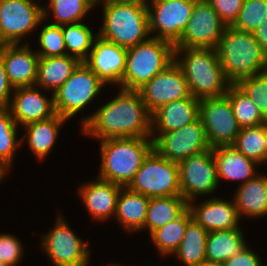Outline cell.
Wrapping results in <instances>:
<instances>
[{"mask_svg": "<svg viewBox=\"0 0 267 266\" xmlns=\"http://www.w3.org/2000/svg\"><path fill=\"white\" fill-rule=\"evenodd\" d=\"M14 90L8 80V76L2 60L0 59V110L9 109L11 93Z\"/></svg>", "mask_w": 267, "mask_h": 266, "instance_id": "7bdbcfd3", "label": "cell"}, {"mask_svg": "<svg viewBox=\"0 0 267 266\" xmlns=\"http://www.w3.org/2000/svg\"><path fill=\"white\" fill-rule=\"evenodd\" d=\"M174 49L171 43L154 37L128 48L119 87L138 91L174 61Z\"/></svg>", "mask_w": 267, "mask_h": 266, "instance_id": "8992f818", "label": "cell"}, {"mask_svg": "<svg viewBox=\"0 0 267 266\" xmlns=\"http://www.w3.org/2000/svg\"><path fill=\"white\" fill-rule=\"evenodd\" d=\"M38 39L42 48L36 51L39 58L67 55L62 25L46 24Z\"/></svg>", "mask_w": 267, "mask_h": 266, "instance_id": "74e56055", "label": "cell"}, {"mask_svg": "<svg viewBox=\"0 0 267 266\" xmlns=\"http://www.w3.org/2000/svg\"><path fill=\"white\" fill-rule=\"evenodd\" d=\"M138 92L151 113L164 104L191 96L184 73L175 60Z\"/></svg>", "mask_w": 267, "mask_h": 266, "instance_id": "2e32d148", "label": "cell"}, {"mask_svg": "<svg viewBox=\"0 0 267 266\" xmlns=\"http://www.w3.org/2000/svg\"><path fill=\"white\" fill-rule=\"evenodd\" d=\"M56 226L43 236L41 246L54 266H87L89 248L69 227L63 218L57 217Z\"/></svg>", "mask_w": 267, "mask_h": 266, "instance_id": "9a60e30c", "label": "cell"}, {"mask_svg": "<svg viewBox=\"0 0 267 266\" xmlns=\"http://www.w3.org/2000/svg\"><path fill=\"white\" fill-rule=\"evenodd\" d=\"M208 232L192 219L177 250L173 253L185 266H198L206 260V241Z\"/></svg>", "mask_w": 267, "mask_h": 266, "instance_id": "f546056e", "label": "cell"}, {"mask_svg": "<svg viewBox=\"0 0 267 266\" xmlns=\"http://www.w3.org/2000/svg\"><path fill=\"white\" fill-rule=\"evenodd\" d=\"M264 146L266 151V163H267V122L265 123V139H264Z\"/></svg>", "mask_w": 267, "mask_h": 266, "instance_id": "c3c4849f", "label": "cell"}, {"mask_svg": "<svg viewBox=\"0 0 267 266\" xmlns=\"http://www.w3.org/2000/svg\"><path fill=\"white\" fill-rule=\"evenodd\" d=\"M108 266H120V265H118V264H114V265L112 264V265H111V264H110V265H108Z\"/></svg>", "mask_w": 267, "mask_h": 266, "instance_id": "f5cc1de1", "label": "cell"}, {"mask_svg": "<svg viewBox=\"0 0 267 266\" xmlns=\"http://www.w3.org/2000/svg\"><path fill=\"white\" fill-rule=\"evenodd\" d=\"M233 201L240 217L267 215V175L260 176L258 173V176L240 184Z\"/></svg>", "mask_w": 267, "mask_h": 266, "instance_id": "d4e9b609", "label": "cell"}, {"mask_svg": "<svg viewBox=\"0 0 267 266\" xmlns=\"http://www.w3.org/2000/svg\"><path fill=\"white\" fill-rule=\"evenodd\" d=\"M188 208L193 219L207 232L240 228L241 219L234 201L231 203L214 197L195 206L193 201H190Z\"/></svg>", "mask_w": 267, "mask_h": 266, "instance_id": "ffe728a7", "label": "cell"}, {"mask_svg": "<svg viewBox=\"0 0 267 266\" xmlns=\"http://www.w3.org/2000/svg\"><path fill=\"white\" fill-rule=\"evenodd\" d=\"M265 123L257 126L242 128L233 146L245 157L261 165L266 162L264 146Z\"/></svg>", "mask_w": 267, "mask_h": 266, "instance_id": "836d02e7", "label": "cell"}, {"mask_svg": "<svg viewBox=\"0 0 267 266\" xmlns=\"http://www.w3.org/2000/svg\"><path fill=\"white\" fill-rule=\"evenodd\" d=\"M193 219L192 213L188 208L178 219L170 221L161 228L151 233V239L160 254H173L181 243L187 224Z\"/></svg>", "mask_w": 267, "mask_h": 266, "instance_id": "4dcf8cb0", "label": "cell"}, {"mask_svg": "<svg viewBox=\"0 0 267 266\" xmlns=\"http://www.w3.org/2000/svg\"><path fill=\"white\" fill-rule=\"evenodd\" d=\"M199 101L191 95L160 106L152 113L151 134L155 130V133L170 132L195 122L199 118Z\"/></svg>", "mask_w": 267, "mask_h": 266, "instance_id": "7402d4cb", "label": "cell"}, {"mask_svg": "<svg viewBox=\"0 0 267 266\" xmlns=\"http://www.w3.org/2000/svg\"><path fill=\"white\" fill-rule=\"evenodd\" d=\"M197 0H150L147 4L151 37L175 46L188 24ZM156 31L158 32L157 35ZM155 33V34H153Z\"/></svg>", "mask_w": 267, "mask_h": 266, "instance_id": "8fae6325", "label": "cell"}, {"mask_svg": "<svg viewBox=\"0 0 267 266\" xmlns=\"http://www.w3.org/2000/svg\"><path fill=\"white\" fill-rule=\"evenodd\" d=\"M117 4L147 5L149 0H107Z\"/></svg>", "mask_w": 267, "mask_h": 266, "instance_id": "f6af8a7d", "label": "cell"}, {"mask_svg": "<svg viewBox=\"0 0 267 266\" xmlns=\"http://www.w3.org/2000/svg\"><path fill=\"white\" fill-rule=\"evenodd\" d=\"M18 126L9 109L0 110V165L6 171L10 170L13 155L23 143L17 139Z\"/></svg>", "mask_w": 267, "mask_h": 266, "instance_id": "e575fe53", "label": "cell"}, {"mask_svg": "<svg viewBox=\"0 0 267 266\" xmlns=\"http://www.w3.org/2000/svg\"><path fill=\"white\" fill-rule=\"evenodd\" d=\"M28 44H5L0 52V59L13 88L36 84L39 55L32 52Z\"/></svg>", "mask_w": 267, "mask_h": 266, "instance_id": "d6986e66", "label": "cell"}, {"mask_svg": "<svg viewBox=\"0 0 267 266\" xmlns=\"http://www.w3.org/2000/svg\"><path fill=\"white\" fill-rule=\"evenodd\" d=\"M120 93L82 120L83 134L109 138H150L152 113L138 91L120 88Z\"/></svg>", "mask_w": 267, "mask_h": 266, "instance_id": "6da1fadb", "label": "cell"}, {"mask_svg": "<svg viewBox=\"0 0 267 266\" xmlns=\"http://www.w3.org/2000/svg\"><path fill=\"white\" fill-rule=\"evenodd\" d=\"M226 25L207 0H197L179 42L174 48L216 49Z\"/></svg>", "mask_w": 267, "mask_h": 266, "instance_id": "4fadbf2b", "label": "cell"}, {"mask_svg": "<svg viewBox=\"0 0 267 266\" xmlns=\"http://www.w3.org/2000/svg\"><path fill=\"white\" fill-rule=\"evenodd\" d=\"M103 25L99 36L123 48H131L150 36L147 5L103 4Z\"/></svg>", "mask_w": 267, "mask_h": 266, "instance_id": "5b68a950", "label": "cell"}, {"mask_svg": "<svg viewBox=\"0 0 267 266\" xmlns=\"http://www.w3.org/2000/svg\"><path fill=\"white\" fill-rule=\"evenodd\" d=\"M123 186L97 177L79 188V195L94 220L104 221L115 216L117 198Z\"/></svg>", "mask_w": 267, "mask_h": 266, "instance_id": "44dd1931", "label": "cell"}, {"mask_svg": "<svg viewBox=\"0 0 267 266\" xmlns=\"http://www.w3.org/2000/svg\"><path fill=\"white\" fill-rule=\"evenodd\" d=\"M264 21H267V0H245L232 27L253 33Z\"/></svg>", "mask_w": 267, "mask_h": 266, "instance_id": "8d00e7d4", "label": "cell"}, {"mask_svg": "<svg viewBox=\"0 0 267 266\" xmlns=\"http://www.w3.org/2000/svg\"><path fill=\"white\" fill-rule=\"evenodd\" d=\"M216 50L231 84L267 70V54L253 33L226 26Z\"/></svg>", "mask_w": 267, "mask_h": 266, "instance_id": "3957f363", "label": "cell"}, {"mask_svg": "<svg viewBox=\"0 0 267 266\" xmlns=\"http://www.w3.org/2000/svg\"><path fill=\"white\" fill-rule=\"evenodd\" d=\"M213 154L217 166L218 181L237 180L241 184L253 179L258 173L255 161L245 157L233 145L214 147Z\"/></svg>", "mask_w": 267, "mask_h": 266, "instance_id": "603a6c76", "label": "cell"}, {"mask_svg": "<svg viewBox=\"0 0 267 266\" xmlns=\"http://www.w3.org/2000/svg\"><path fill=\"white\" fill-rule=\"evenodd\" d=\"M127 187L148 198L181 195L178 163L164 158L153 148Z\"/></svg>", "mask_w": 267, "mask_h": 266, "instance_id": "52a82bcc", "label": "cell"}, {"mask_svg": "<svg viewBox=\"0 0 267 266\" xmlns=\"http://www.w3.org/2000/svg\"><path fill=\"white\" fill-rule=\"evenodd\" d=\"M259 256L246 245L243 250L223 263V266H262Z\"/></svg>", "mask_w": 267, "mask_h": 266, "instance_id": "b9f144b4", "label": "cell"}, {"mask_svg": "<svg viewBox=\"0 0 267 266\" xmlns=\"http://www.w3.org/2000/svg\"><path fill=\"white\" fill-rule=\"evenodd\" d=\"M199 119L211 148L233 145L241 130L226 95L200 99Z\"/></svg>", "mask_w": 267, "mask_h": 266, "instance_id": "30bf717a", "label": "cell"}, {"mask_svg": "<svg viewBox=\"0 0 267 266\" xmlns=\"http://www.w3.org/2000/svg\"><path fill=\"white\" fill-rule=\"evenodd\" d=\"M80 63L78 58L69 55L39 58L35 85L52 90L53 95Z\"/></svg>", "mask_w": 267, "mask_h": 266, "instance_id": "484cf974", "label": "cell"}, {"mask_svg": "<svg viewBox=\"0 0 267 266\" xmlns=\"http://www.w3.org/2000/svg\"><path fill=\"white\" fill-rule=\"evenodd\" d=\"M226 26H232L245 0H207Z\"/></svg>", "mask_w": 267, "mask_h": 266, "instance_id": "60d3db41", "label": "cell"}, {"mask_svg": "<svg viewBox=\"0 0 267 266\" xmlns=\"http://www.w3.org/2000/svg\"><path fill=\"white\" fill-rule=\"evenodd\" d=\"M229 99L234 116L240 128H247L266 123L255 102L250 99L236 84H231L225 94Z\"/></svg>", "mask_w": 267, "mask_h": 266, "instance_id": "d6a6232c", "label": "cell"}, {"mask_svg": "<svg viewBox=\"0 0 267 266\" xmlns=\"http://www.w3.org/2000/svg\"><path fill=\"white\" fill-rule=\"evenodd\" d=\"M103 87L105 84L99 77L84 62H81L53 94L56 114L67 120L72 118L92 102Z\"/></svg>", "mask_w": 267, "mask_h": 266, "instance_id": "ba28073f", "label": "cell"}, {"mask_svg": "<svg viewBox=\"0 0 267 266\" xmlns=\"http://www.w3.org/2000/svg\"><path fill=\"white\" fill-rule=\"evenodd\" d=\"M198 266H223V263L204 260V261H203L201 264H199Z\"/></svg>", "mask_w": 267, "mask_h": 266, "instance_id": "bcb514c9", "label": "cell"}, {"mask_svg": "<svg viewBox=\"0 0 267 266\" xmlns=\"http://www.w3.org/2000/svg\"><path fill=\"white\" fill-rule=\"evenodd\" d=\"M181 196L189 203L219 186L213 149L191 155L178 163Z\"/></svg>", "mask_w": 267, "mask_h": 266, "instance_id": "7c38bea8", "label": "cell"}, {"mask_svg": "<svg viewBox=\"0 0 267 266\" xmlns=\"http://www.w3.org/2000/svg\"><path fill=\"white\" fill-rule=\"evenodd\" d=\"M62 33L67 55L76 57L81 62L88 57L95 39L99 36L82 22L62 25Z\"/></svg>", "mask_w": 267, "mask_h": 266, "instance_id": "1f68e13d", "label": "cell"}, {"mask_svg": "<svg viewBox=\"0 0 267 266\" xmlns=\"http://www.w3.org/2000/svg\"><path fill=\"white\" fill-rule=\"evenodd\" d=\"M22 245L18 238L10 234H0V261L8 266H15L22 257Z\"/></svg>", "mask_w": 267, "mask_h": 266, "instance_id": "ab89813d", "label": "cell"}, {"mask_svg": "<svg viewBox=\"0 0 267 266\" xmlns=\"http://www.w3.org/2000/svg\"><path fill=\"white\" fill-rule=\"evenodd\" d=\"M37 3L34 0H0V38L5 44H20L25 35L43 24L49 11Z\"/></svg>", "mask_w": 267, "mask_h": 266, "instance_id": "9c48e42d", "label": "cell"}, {"mask_svg": "<svg viewBox=\"0 0 267 266\" xmlns=\"http://www.w3.org/2000/svg\"><path fill=\"white\" fill-rule=\"evenodd\" d=\"M0 266H8L6 263H3L2 261H0Z\"/></svg>", "mask_w": 267, "mask_h": 266, "instance_id": "816d5d0a", "label": "cell"}, {"mask_svg": "<svg viewBox=\"0 0 267 266\" xmlns=\"http://www.w3.org/2000/svg\"><path fill=\"white\" fill-rule=\"evenodd\" d=\"M157 134H159L157 136ZM151 139L153 148L164 158L179 163L191 155L212 149L208 144L205 128L198 118L180 129L157 133Z\"/></svg>", "mask_w": 267, "mask_h": 266, "instance_id": "5bb4252c", "label": "cell"}, {"mask_svg": "<svg viewBox=\"0 0 267 266\" xmlns=\"http://www.w3.org/2000/svg\"><path fill=\"white\" fill-rule=\"evenodd\" d=\"M244 238L241 228L208 232L206 260L224 263L245 248Z\"/></svg>", "mask_w": 267, "mask_h": 266, "instance_id": "83f0119b", "label": "cell"}, {"mask_svg": "<svg viewBox=\"0 0 267 266\" xmlns=\"http://www.w3.org/2000/svg\"><path fill=\"white\" fill-rule=\"evenodd\" d=\"M150 198L122 187L117 198L115 218L127 232L144 229Z\"/></svg>", "mask_w": 267, "mask_h": 266, "instance_id": "cb8c5ba5", "label": "cell"}, {"mask_svg": "<svg viewBox=\"0 0 267 266\" xmlns=\"http://www.w3.org/2000/svg\"><path fill=\"white\" fill-rule=\"evenodd\" d=\"M4 45H5V43L0 38V52L2 51Z\"/></svg>", "mask_w": 267, "mask_h": 266, "instance_id": "f907efd6", "label": "cell"}, {"mask_svg": "<svg viewBox=\"0 0 267 266\" xmlns=\"http://www.w3.org/2000/svg\"><path fill=\"white\" fill-rule=\"evenodd\" d=\"M174 60L181 67L193 97H219L228 91L231 83L224 74L216 49L175 48Z\"/></svg>", "mask_w": 267, "mask_h": 266, "instance_id": "7a4b0ae2", "label": "cell"}, {"mask_svg": "<svg viewBox=\"0 0 267 266\" xmlns=\"http://www.w3.org/2000/svg\"><path fill=\"white\" fill-rule=\"evenodd\" d=\"M188 209V202L181 196L150 198L144 229L152 231L178 219Z\"/></svg>", "mask_w": 267, "mask_h": 266, "instance_id": "f1b7e54d", "label": "cell"}, {"mask_svg": "<svg viewBox=\"0 0 267 266\" xmlns=\"http://www.w3.org/2000/svg\"><path fill=\"white\" fill-rule=\"evenodd\" d=\"M236 85L255 102L260 113L267 120V70L244 78Z\"/></svg>", "mask_w": 267, "mask_h": 266, "instance_id": "f35d334b", "label": "cell"}, {"mask_svg": "<svg viewBox=\"0 0 267 266\" xmlns=\"http://www.w3.org/2000/svg\"><path fill=\"white\" fill-rule=\"evenodd\" d=\"M107 0H87V2L94 8V6L99 2H102V5L106 2Z\"/></svg>", "mask_w": 267, "mask_h": 266, "instance_id": "7dc6e473", "label": "cell"}, {"mask_svg": "<svg viewBox=\"0 0 267 266\" xmlns=\"http://www.w3.org/2000/svg\"><path fill=\"white\" fill-rule=\"evenodd\" d=\"M49 7L55 16L54 25L80 23L94 9L87 0H50Z\"/></svg>", "mask_w": 267, "mask_h": 266, "instance_id": "d590c367", "label": "cell"}, {"mask_svg": "<svg viewBox=\"0 0 267 266\" xmlns=\"http://www.w3.org/2000/svg\"><path fill=\"white\" fill-rule=\"evenodd\" d=\"M98 178L127 187L153 149L150 138H109L100 141Z\"/></svg>", "mask_w": 267, "mask_h": 266, "instance_id": "277c9868", "label": "cell"}, {"mask_svg": "<svg viewBox=\"0 0 267 266\" xmlns=\"http://www.w3.org/2000/svg\"><path fill=\"white\" fill-rule=\"evenodd\" d=\"M6 170L0 165V182L6 174Z\"/></svg>", "mask_w": 267, "mask_h": 266, "instance_id": "681fc988", "label": "cell"}, {"mask_svg": "<svg viewBox=\"0 0 267 266\" xmlns=\"http://www.w3.org/2000/svg\"><path fill=\"white\" fill-rule=\"evenodd\" d=\"M34 86L18 87L13 90L9 110L20 126L44 121L56 115L53 95L49 99Z\"/></svg>", "mask_w": 267, "mask_h": 266, "instance_id": "ac0fdd59", "label": "cell"}, {"mask_svg": "<svg viewBox=\"0 0 267 266\" xmlns=\"http://www.w3.org/2000/svg\"><path fill=\"white\" fill-rule=\"evenodd\" d=\"M67 121L66 118L56 114L50 119L38 122H32L24 125L26 130V141L33 154L43 160L48 157L54 148L58 137L60 127Z\"/></svg>", "mask_w": 267, "mask_h": 266, "instance_id": "4316f807", "label": "cell"}, {"mask_svg": "<svg viewBox=\"0 0 267 266\" xmlns=\"http://www.w3.org/2000/svg\"><path fill=\"white\" fill-rule=\"evenodd\" d=\"M127 49L98 36L83 61L104 84L120 85L125 71Z\"/></svg>", "mask_w": 267, "mask_h": 266, "instance_id": "e0dca14e", "label": "cell"}, {"mask_svg": "<svg viewBox=\"0 0 267 266\" xmlns=\"http://www.w3.org/2000/svg\"><path fill=\"white\" fill-rule=\"evenodd\" d=\"M253 34L262 50L267 54V21L260 23Z\"/></svg>", "mask_w": 267, "mask_h": 266, "instance_id": "ee69618b", "label": "cell"}]
</instances>
